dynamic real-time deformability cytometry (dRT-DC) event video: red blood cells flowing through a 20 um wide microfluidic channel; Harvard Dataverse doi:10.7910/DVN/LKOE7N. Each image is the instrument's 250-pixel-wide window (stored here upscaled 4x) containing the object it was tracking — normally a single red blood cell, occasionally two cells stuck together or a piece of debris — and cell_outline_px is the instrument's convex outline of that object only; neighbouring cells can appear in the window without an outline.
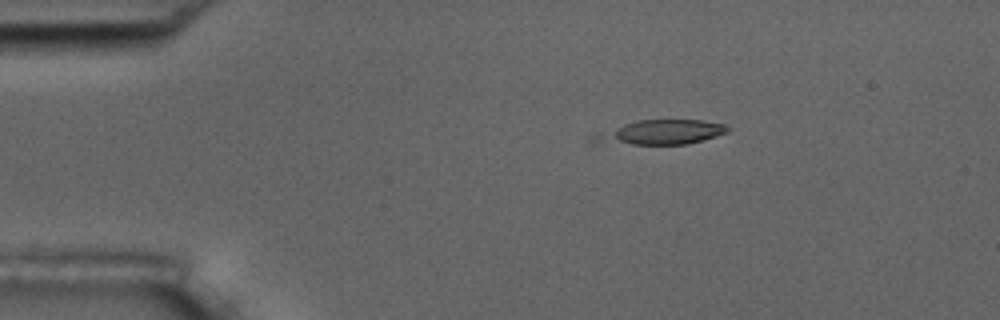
{"species": "common noctule bat (a hibernating species)", "species_latin": "Nyctalus noctula", "temperature_condition": "room temperature", "stored_images_in_passage": 5, "camera_frame_rate_fps": 3000, "um_per_image_px": 0.085, "animal": {"sex": "male", "body_mass_g": 17.5, "forearm_length_mm": 52.3}, "frame": {"image": 1, "passage_image": 3, "time_ms": 0.667, "image_size_px": [1000, 320], "cell_outline_px": [[732, 128], [728, 132], [704, 140], [688, 144], [632, 144], [608, 136], [624, 124], [636, 120], [700, 120], [724, 124]], "centroid_in_image_um": [56.82, 11.19], "position_along_channel_um": 28.2, "area_um2": 16.76}}